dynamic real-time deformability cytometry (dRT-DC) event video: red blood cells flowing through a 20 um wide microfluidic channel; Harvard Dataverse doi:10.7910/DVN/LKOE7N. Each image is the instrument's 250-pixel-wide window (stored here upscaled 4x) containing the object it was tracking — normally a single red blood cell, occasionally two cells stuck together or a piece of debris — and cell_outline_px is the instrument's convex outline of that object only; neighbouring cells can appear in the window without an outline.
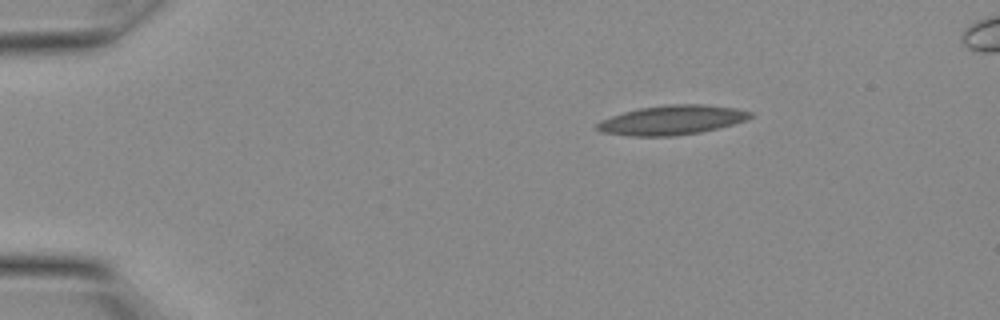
{"species": "Egyptian fruit bat (a non-hibernating species)", "species_latin": "Rousettus aegyptiacus", "temperature_condition": "warm", "stored_images_in_passage": 9, "camera_frame_rate_fps": 3000, "um_per_image_px": 0.085, "animal": {"sex": "female"}, "frame": {"image": 1, "passage_image": 1, "time_ms": 0.0, "image_size_px": [1000, 320], "cell_outline_px": [[752, 116], [744, 120], [720, 128], [700, 132], [672, 136], [628, 136], [600, 132], [596, 128], [596, 124], [600, 120], [624, 112], [640, 108], [672, 104], [704, 104], [736, 108], [752, 112]], "centroid_in_image_um": [57.09, 10.21], "position_along_channel_um": 27.9, "area_um2": 26.18}}
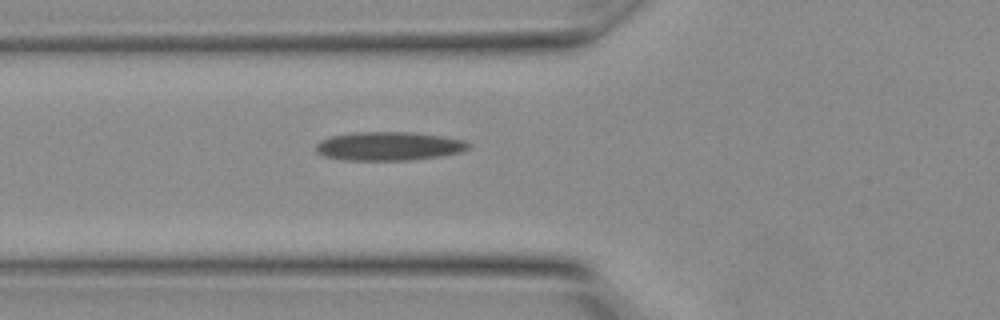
{"frame": {"image": 2, "passage_image": 7, "time_ms": 2.0, "image_size_px": [1000, 320], "cell_outline_px": [[472, 144], [468, 148], [460, 152], [440, 156], [408, 160], [344, 160], [324, 156], [316, 152], [316, 144], [320, 140], [332, 136], [356, 132], [408, 132], [440, 136], [464, 140]], "centroid_in_image_um": [33.03, 12.42], "position_along_channel_um": 92.8, "area_um2": 25.37}}
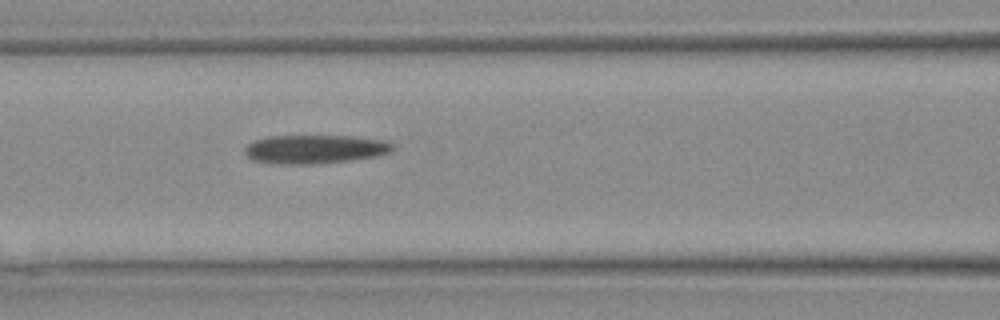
{"frame": {"image": 3, "passage_image": 9, "time_ms": 2.667, "image_size_px": [1000, 320], "cell_outline_px": [[396, 148], [388, 152], [376, 156], [352, 160], [320, 164], [272, 164], [252, 160], [244, 152], [244, 148], [248, 144], [256, 140], [268, 136], [352, 136], [388, 140]], "centroid_in_image_um": [26.77, 12.69], "position_along_channel_um": 139.8, "area_um2": 25.03}}